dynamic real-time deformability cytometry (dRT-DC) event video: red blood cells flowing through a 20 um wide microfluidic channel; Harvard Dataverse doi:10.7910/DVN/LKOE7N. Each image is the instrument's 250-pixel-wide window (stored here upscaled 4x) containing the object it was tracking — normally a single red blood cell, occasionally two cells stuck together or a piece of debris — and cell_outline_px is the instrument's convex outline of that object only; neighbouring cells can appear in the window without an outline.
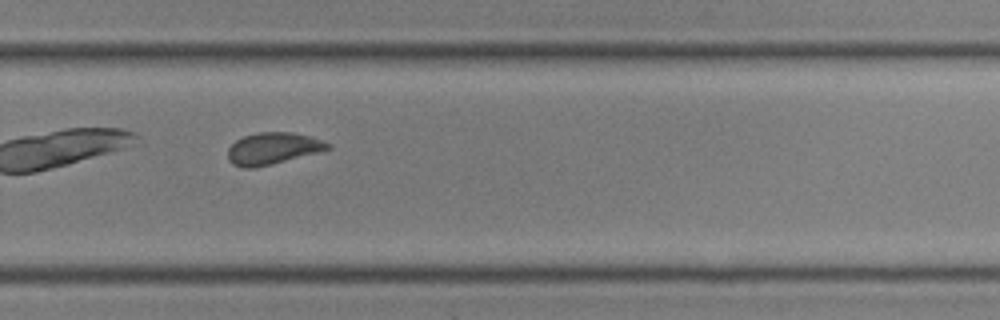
{"species": "common noctule bat (a hibernating species)", "species_latin": "Nyctalus noctula", "temperature_condition": "room temperature", "stored_images_in_passage": 29, "camera_frame_rate_fps": 3000, "um_per_image_px": 0.085, "animal": {"sex": "male", "body_mass_g": 19.0, "forearm_length_mm": 50.8}, "frame": {"image": 1, "passage_image": 17, "time_ms": 5.333, "image_size_px": [1000, 320], "cell_outline_px": [[332, 148], [320, 152], [252, 168], [244, 168], [232, 164], [228, 160], [228, 148], [236, 140], [244, 136], [256, 132], [292, 132], [324, 140], [332, 144]], "centroid_in_image_um": [23.2, 12.61], "position_along_channel_um": 306.6, "area_um2": 18.5}}